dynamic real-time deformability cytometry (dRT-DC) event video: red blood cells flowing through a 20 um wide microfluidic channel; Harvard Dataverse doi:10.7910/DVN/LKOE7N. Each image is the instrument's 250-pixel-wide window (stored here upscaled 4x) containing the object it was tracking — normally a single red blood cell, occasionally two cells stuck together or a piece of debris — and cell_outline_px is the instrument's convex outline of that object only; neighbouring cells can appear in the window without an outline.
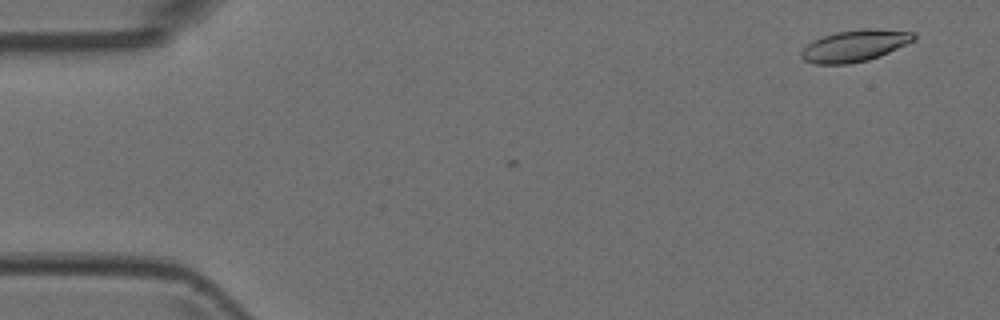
{"species": "Egyptian fruit bat (a non-hibernating species)", "species_latin": "Rousettus aegyptiacus", "temperature_condition": "room temperature", "stored_images_in_passage": 2, "camera_frame_rate_fps": 3000, "um_per_image_px": 0.085, "animal": {"sex": "female"}, "frame": {"image": 1, "passage_image": 1, "time_ms": 0.0, "image_size_px": [1000, 320], "cell_outline_px": [[916, 40], [880, 56], [868, 60], [848, 64], [816, 64], [804, 60], [800, 56], [800, 52], [812, 40], [836, 32], [864, 28], [872, 28], [916, 32]], "centroid_in_image_um": [72.68, 3.88], "position_along_channel_um": 12.3, "area_um2": 20.87}}